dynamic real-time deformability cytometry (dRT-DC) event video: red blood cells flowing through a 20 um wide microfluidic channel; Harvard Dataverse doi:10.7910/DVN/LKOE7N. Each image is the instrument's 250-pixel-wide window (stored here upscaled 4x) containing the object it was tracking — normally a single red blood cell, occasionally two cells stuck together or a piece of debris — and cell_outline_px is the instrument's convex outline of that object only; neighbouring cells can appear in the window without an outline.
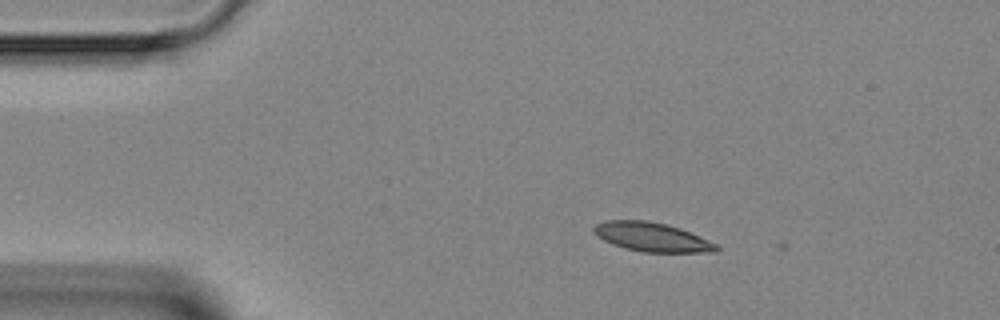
{"species": "Egyptian fruit bat (a non-hibernating species)", "species_latin": "Rousettus aegyptiacus", "temperature_condition": "room temperature", "stored_images_in_passage": 4, "camera_frame_rate_fps": 3000, "um_per_image_px": 0.085, "animal": {"sex": "female"}, "frame": {"image": 1, "passage_image": 2, "time_ms": 1.0, "image_size_px": [1000, 320], "cell_outline_px": [[720, 248], [716, 252], [644, 252], [624, 248], [612, 244], [604, 240], [592, 232], [592, 228], [596, 224], [604, 220], [648, 220], [668, 224], [680, 228], [716, 244]], "centroid_in_image_um": [55.37, 20.14], "position_along_channel_um": 29.6, "area_um2": 20.75}}
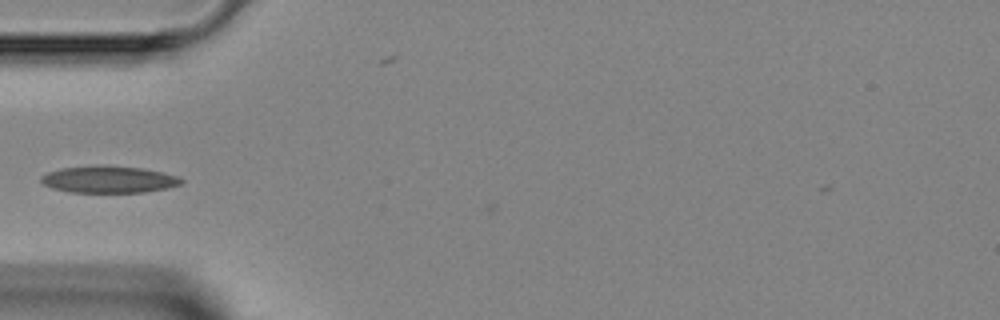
{"frame": {"image": 2, "passage_image": 4, "time_ms": 3.333, "image_size_px": [1000, 320], "cell_outline_px": [[184, 180], [180, 184], [168, 188], [144, 192], [68, 192], [52, 188], [44, 184], [40, 180], [40, 176], [48, 172], [60, 168], [100, 164], [140, 168], [160, 172], [176, 176]], "centroid_in_image_um": [9.19, 15.24], "position_along_channel_um": 75.8, "area_um2": 22.02}}